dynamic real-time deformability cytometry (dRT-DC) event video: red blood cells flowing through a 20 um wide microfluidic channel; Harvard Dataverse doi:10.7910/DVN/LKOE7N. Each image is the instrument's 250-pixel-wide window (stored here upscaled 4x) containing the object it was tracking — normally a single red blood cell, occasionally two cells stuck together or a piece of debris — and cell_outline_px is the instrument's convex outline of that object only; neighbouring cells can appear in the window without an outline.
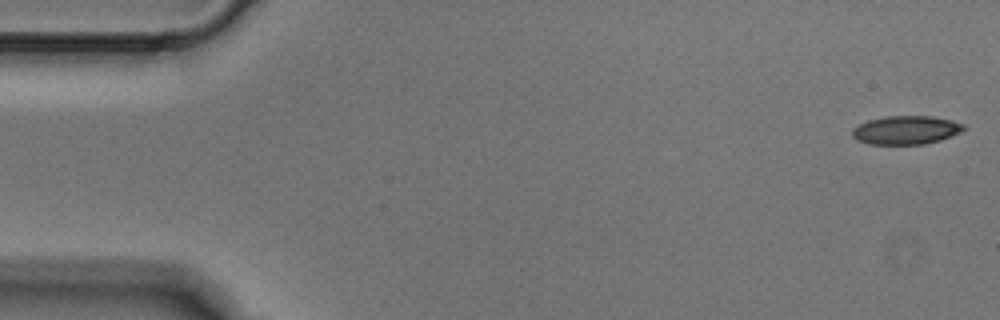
{"species": "Egyptian fruit bat (a non-hibernating species)", "species_latin": "Rousettus aegyptiacus", "temperature_condition": "cold", "stored_images_in_passage": 4, "camera_frame_rate_fps": 3000, "um_per_image_px": 0.085, "animal": {"sex": "male"}, "frame": {"image": 1, "passage_image": 1, "time_ms": 0.0, "image_size_px": [1000, 320], "cell_outline_px": [[968, 128], [960, 132], [940, 140], [924, 144], [868, 144], [856, 140], [852, 136], [852, 128], [868, 120], [884, 116], [932, 116], [952, 120], [964, 124]], "centroid_in_image_um": [77.01, 11.05], "position_along_channel_um": 8.0, "area_um2": 18.67}}
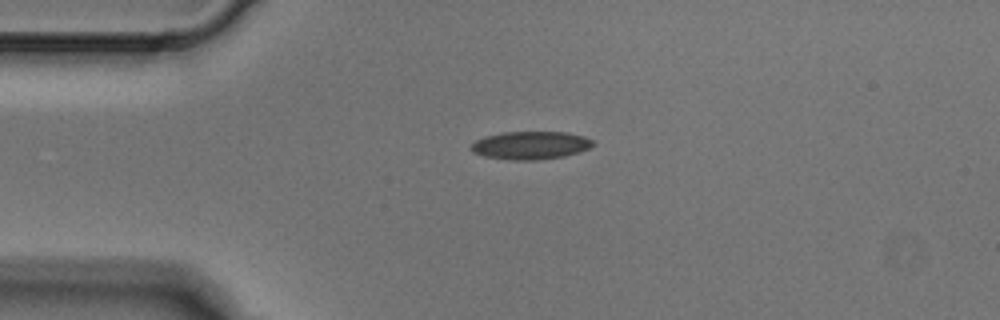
{"frame": {"image": 2, "passage_image": 4, "time_ms": 1.0, "image_size_px": [1000, 320], "cell_outline_px": [[596, 144], [580, 152], [564, 156], [536, 160], [508, 160], [484, 156], [472, 152], [468, 148], [476, 140], [484, 136], [504, 132], [568, 132], [584, 136], [596, 140]], "centroid_in_image_um": [45.11, 12.35], "position_along_channel_um": 39.9, "area_um2": 20.17}}